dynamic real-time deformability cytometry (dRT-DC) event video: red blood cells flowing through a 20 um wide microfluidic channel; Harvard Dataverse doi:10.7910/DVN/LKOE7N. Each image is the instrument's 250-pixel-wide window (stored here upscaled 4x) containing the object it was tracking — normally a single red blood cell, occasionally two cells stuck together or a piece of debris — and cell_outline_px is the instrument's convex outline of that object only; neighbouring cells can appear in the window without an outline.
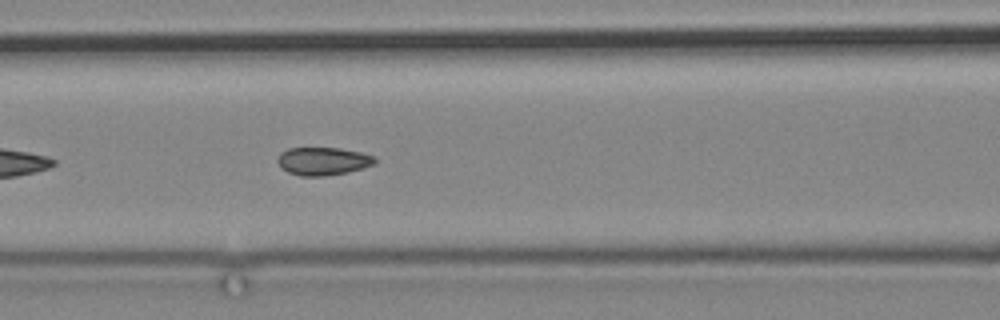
{"species": "common noctule bat (a hibernating species)", "species_latin": "Nyctalus noctula", "temperature_condition": "cold", "stored_images_in_passage": 3, "camera_frame_rate_fps": 3000, "um_per_image_px": 0.085, "animal": {"sex": "male", "body_mass_g": 19.2, "forearm_length_mm": 51.8}, "frame": {"image": 1, "passage_image": 3, "time_ms": 2.333, "image_size_px": [1000, 320], "cell_outline_px": [[376, 164], [364, 168], [348, 172], [324, 176], [300, 176], [288, 172], [280, 168], [276, 160], [280, 152], [288, 148], [340, 148], [360, 152], [376, 156]], "centroid_in_image_um": [27.45, 13.7], "position_along_channel_um": 139.1, "area_um2": 16.13}}